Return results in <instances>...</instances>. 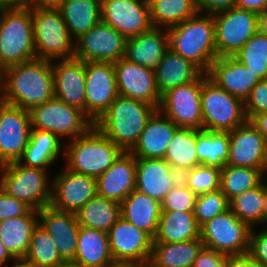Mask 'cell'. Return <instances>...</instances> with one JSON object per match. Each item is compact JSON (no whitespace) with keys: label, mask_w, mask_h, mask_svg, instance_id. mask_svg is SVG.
<instances>
[{"label":"cell","mask_w":267,"mask_h":267,"mask_svg":"<svg viewBox=\"0 0 267 267\" xmlns=\"http://www.w3.org/2000/svg\"><path fill=\"white\" fill-rule=\"evenodd\" d=\"M244 111L249 120L253 115L267 112V79L260 80L244 101Z\"/></svg>","instance_id":"7dc6e473"},{"label":"cell","mask_w":267,"mask_h":267,"mask_svg":"<svg viewBox=\"0 0 267 267\" xmlns=\"http://www.w3.org/2000/svg\"><path fill=\"white\" fill-rule=\"evenodd\" d=\"M181 181V174L164 159H136V188L162 202L166 194Z\"/></svg>","instance_id":"cb8c5ba5"},{"label":"cell","mask_w":267,"mask_h":267,"mask_svg":"<svg viewBox=\"0 0 267 267\" xmlns=\"http://www.w3.org/2000/svg\"><path fill=\"white\" fill-rule=\"evenodd\" d=\"M65 0H30L31 7L40 9H58Z\"/></svg>","instance_id":"9f6ffc18"},{"label":"cell","mask_w":267,"mask_h":267,"mask_svg":"<svg viewBox=\"0 0 267 267\" xmlns=\"http://www.w3.org/2000/svg\"><path fill=\"white\" fill-rule=\"evenodd\" d=\"M198 165L219 168L226 165L229 154V132L196 129Z\"/></svg>","instance_id":"f35d334b"},{"label":"cell","mask_w":267,"mask_h":267,"mask_svg":"<svg viewBox=\"0 0 267 267\" xmlns=\"http://www.w3.org/2000/svg\"><path fill=\"white\" fill-rule=\"evenodd\" d=\"M13 263L14 265H12L11 267H38L37 265L30 263L29 261L25 259H15ZM5 267H8V264L5 265Z\"/></svg>","instance_id":"94428289"},{"label":"cell","mask_w":267,"mask_h":267,"mask_svg":"<svg viewBox=\"0 0 267 267\" xmlns=\"http://www.w3.org/2000/svg\"><path fill=\"white\" fill-rule=\"evenodd\" d=\"M229 255L203 247L192 267H228Z\"/></svg>","instance_id":"f907efd6"},{"label":"cell","mask_w":267,"mask_h":267,"mask_svg":"<svg viewBox=\"0 0 267 267\" xmlns=\"http://www.w3.org/2000/svg\"><path fill=\"white\" fill-rule=\"evenodd\" d=\"M30 5V0H0V10L18 9Z\"/></svg>","instance_id":"6f0895ef"},{"label":"cell","mask_w":267,"mask_h":267,"mask_svg":"<svg viewBox=\"0 0 267 267\" xmlns=\"http://www.w3.org/2000/svg\"><path fill=\"white\" fill-rule=\"evenodd\" d=\"M54 75V96L86 114L85 62L72 58L51 61Z\"/></svg>","instance_id":"44dd1931"},{"label":"cell","mask_w":267,"mask_h":267,"mask_svg":"<svg viewBox=\"0 0 267 267\" xmlns=\"http://www.w3.org/2000/svg\"><path fill=\"white\" fill-rule=\"evenodd\" d=\"M0 100L29 111L54 96L51 61L33 59L0 72Z\"/></svg>","instance_id":"6da1fadb"},{"label":"cell","mask_w":267,"mask_h":267,"mask_svg":"<svg viewBox=\"0 0 267 267\" xmlns=\"http://www.w3.org/2000/svg\"><path fill=\"white\" fill-rule=\"evenodd\" d=\"M75 214L80 226L108 233L121 217V204L96 195Z\"/></svg>","instance_id":"d590c367"},{"label":"cell","mask_w":267,"mask_h":267,"mask_svg":"<svg viewBox=\"0 0 267 267\" xmlns=\"http://www.w3.org/2000/svg\"><path fill=\"white\" fill-rule=\"evenodd\" d=\"M109 248L114 262L135 263L148 266L153 238L123 217L108 232Z\"/></svg>","instance_id":"9a60e30c"},{"label":"cell","mask_w":267,"mask_h":267,"mask_svg":"<svg viewBox=\"0 0 267 267\" xmlns=\"http://www.w3.org/2000/svg\"><path fill=\"white\" fill-rule=\"evenodd\" d=\"M226 165L259 169L267 166V142L247 120L229 131V154Z\"/></svg>","instance_id":"ffe728a7"},{"label":"cell","mask_w":267,"mask_h":267,"mask_svg":"<svg viewBox=\"0 0 267 267\" xmlns=\"http://www.w3.org/2000/svg\"><path fill=\"white\" fill-rule=\"evenodd\" d=\"M202 129L229 132L247 121L244 102L202 74Z\"/></svg>","instance_id":"ba28073f"},{"label":"cell","mask_w":267,"mask_h":267,"mask_svg":"<svg viewBox=\"0 0 267 267\" xmlns=\"http://www.w3.org/2000/svg\"><path fill=\"white\" fill-rule=\"evenodd\" d=\"M207 75L218 87L243 102L261 80L234 57H217L211 64Z\"/></svg>","instance_id":"7402d4cb"},{"label":"cell","mask_w":267,"mask_h":267,"mask_svg":"<svg viewBox=\"0 0 267 267\" xmlns=\"http://www.w3.org/2000/svg\"><path fill=\"white\" fill-rule=\"evenodd\" d=\"M120 204L121 217L154 238L162 212L161 202L133 190Z\"/></svg>","instance_id":"83f0119b"},{"label":"cell","mask_w":267,"mask_h":267,"mask_svg":"<svg viewBox=\"0 0 267 267\" xmlns=\"http://www.w3.org/2000/svg\"><path fill=\"white\" fill-rule=\"evenodd\" d=\"M200 238L194 212L162 211L153 242L177 243Z\"/></svg>","instance_id":"1f68e13d"},{"label":"cell","mask_w":267,"mask_h":267,"mask_svg":"<svg viewBox=\"0 0 267 267\" xmlns=\"http://www.w3.org/2000/svg\"><path fill=\"white\" fill-rule=\"evenodd\" d=\"M157 110L156 106L146 102L118 95L94 126L125 152H129Z\"/></svg>","instance_id":"7a4b0ae2"},{"label":"cell","mask_w":267,"mask_h":267,"mask_svg":"<svg viewBox=\"0 0 267 267\" xmlns=\"http://www.w3.org/2000/svg\"><path fill=\"white\" fill-rule=\"evenodd\" d=\"M230 208L239 220L251 228L255 224L267 226V195L262 183L233 198Z\"/></svg>","instance_id":"74e56055"},{"label":"cell","mask_w":267,"mask_h":267,"mask_svg":"<svg viewBox=\"0 0 267 267\" xmlns=\"http://www.w3.org/2000/svg\"><path fill=\"white\" fill-rule=\"evenodd\" d=\"M47 170L25 167L19 162L0 166V189L33 210L50 205L52 181Z\"/></svg>","instance_id":"8992f818"},{"label":"cell","mask_w":267,"mask_h":267,"mask_svg":"<svg viewBox=\"0 0 267 267\" xmlns=\"http://www.w3.org/2000/svg\"><path fill=\"white\" fill-rule=\"evenodd\" d=\"M30 210L24 202L8 196L0 189V221L26 215Z\"/></svg>","instance_id":"681fc988"},{"label":"cell","mask_w":267,"mask_h":267,"mask_svg":"<svg viewBox=\"0 0 267 267\" xmlns=\"http://www.w3.org/2000/svg\"><path fill=\"white\" fill-rule=\"evenodd\" d=\"M228 267H262L248 253L229 255Z\"/></svg>","instance_id":"db71d44e"},{"label":"cell","mask_w":267,"mask_h":267,"mask_svg":"<svg viewBox=\"0 0 267 267\" xmlns=\"http://www.w3.org/2000/svg\"><path fill=\"white\" fill-rule=\"evenodd\" d=\"M201 96L202 75L164 93L158 110L177 127L202 130Z\"/></svg>","instance_id":"7c38bea8"},{"label":"cell","mask_w":267,"mask_h":267,"mask_svg":"<svg viewBox=\"0 0 267 267\" xmlns=\"http://www.w3.org/2000/svg\"><path fill=\"white\" fill-rule=\"evenodd\" d=\"M167 32L169 48L207 74L217 58L213 16L197 13Z\"/></svg>","instance_id":"3957f363"},{"label":"cell","mask_w":267,"mask_h":267,"mask_svg":"<svg viewBox=\"0 0 267 267\" xmlns=\"http://www.w3.org/2000/svg\"><path fill=\"white\" fill-rule=\"evenodd\" d=\"M234 7L258 13L267 10V0H235Z\"/></svg>","instance_id":"f5cc1de1"},{"label":"cell","mask_w":267,"mask_h":267,"mask_svg":"<svg viewBox=\"0 0 267 267\" xmlns=\"http://www.w3.org/2000/svg\"><path fill=\"white\" fill-rule=\"evenodd\" d=\"M204 247L200 238L186 242H153L148 267H192Z\"/></svg>","instance_id":"e575fe53"},{"label":"cell","mask_w":267,"mask_h":267,"mask_svg":"<svg viewBox=\"0 0 267 267\" xmlns=\"http://www.w3.org/2000/svg\"><path fill=\"white\" fill-rule=\"evenodd\" d=\"M262 228L260 232L252 228L248 254L262 267H267V226Z\"/></svg>","instance_id":"c3c4849f"},{"label":"cell","mask_w":267,"mask_h":267,"mask_svg":"<svg viewBox=\"0 0 267 267\" xmlns=\"http://www.w3.org/2000/svg\"><path fill=\"white\" fill-rule=\"evenodd\" d=\"M230 208V201L219 189L197 195L194 216L199 226Z\"/></svg>","instance_id":"f6af8a7d"},{"label":"cell","mask_w":267,"mask_h":267,"mask_svg":"<svg viewBox=\"0 0 267 267\" xmlns=\"http://www.w3.org/2000/svg\"><path fill=\"white\" fill-rule=\"evenodd\" d=\"M197 195L179 181L161 202L162 211L194 212Z\"/></svg>","instance_id":"bcb514c9"},{"label":"cell","mask_w":267,"mask_h":267,"mask_svg":"<svg viewBox=\"0 0 267 267\" xmlns=\"http://www.w3.org/2000/svg\"><path fill=\"white\" fill-rule=\"evenodd\" d=\"M58 10L74 40L101 21V0H65Z\"/></svg>","instance_id":"d6a6232c"},{"label":"cell","mask_w":267,"mask_h":267,"mask_svg":"<svg viewBox=\"0 0 267 267\" xmlns=\"http://www.w3.org/2000/svg\"><path fill=\"white\" fill-rule=\"evenodd\" d=\"M101 21L126 39L137 37L153 27L148 0H102Z\"/></svg>","instance_id":"2e32d148"},{"label":"cell","mask_w":267,"mask_h":267,"mask_svg":"<svg viewBox=\"0 0 267 267\" xmlns=\"http://www.w3.org/2000/svg\"><path fill=\"white\" fill-rule=\"evenodd\" d=\"M61 149L62 142L55 134L31 129L28 145L18 162L25 167L46 170L58 159Z\"/></svg>","instance_id":"836d02e7"},{"label":"cell","mask_w":267,"mask_h":267,"mask_svg":"<svg viewBox=\"0 0 267 267\" xmlns=\"http://www.w3.org/2000/svg\"><path fill=\"white\" fill-rule=\"evenodd\" d=\"M69 142L64 146L67 162L65 167L95 179L125 152L95 126Z\"/></svg>","instance_id":"277c9868"},{"label":"cell","mask_w":267,"mask_h":267,"mask_svg":"<svg viewBox=\"0 0 267 267\" xmlns=\"http://www.w3.org/2000/svg\"><path fill=\"white\" fill-rule=\"evenodd\" d=\"M148 2L153 27L168 29L198 13L196 0H148Z\"/></svg>","instance_id":"ab89813d"},{"label":"cell","mask_w":267,"mask_h":267,"mask_svg":"<svg viewBox=\"0 0 267 267\" xmlns=\"http://www.w3.org/2000/svg\"><path fill=\"white\" fill-rule=\"evenodd\" d=\"M35 55L47 61L72 59L75 43L58 9L31 7Z\"/></svg>","instance_id":"52a82bcc"},{"label":"cell","mask_w":267,"mask_h":267,"mask_svg":"<svg viewBox=\"0 0 267 267\" xmlns=\"http://www.w3.org/2000/svg\"><path fill=\"white\" fill-rule=\"evenodd\" d=\"M181 181L196 195L213 192L220 189L221 170L200 164L184 171Z\"/></svg>","instance_id":"ee69618b"},{"label":"cell","mask_w":267,"mask_h":267,"mask_svg":"<svg viewBox=\"0 0 267 267\" xmlns=\"http://www.w3.org/2000/svg\"><path fill=\"white\" fill-rule=\"evenodd\" d=\"M118 95L140 100L159 108L161 95L157 90L153 69L122 58L113 63Z\"/></svg>","instance_id":"d6986e66"},{"label":"cell","mask_w":267,"mask_h":267,"mask_svg":"<svg viewBox=\"0 0 267 267\" xmlns=\"http://www.w3.org/2000/svg\"><path fill=\"white\" fill-rule=\"evenodd\" d=\"M31 129L48 131L60 140L71 137L74 140L87 133L93 121L82 110L53 98L29 110Z\"/></svg>","instance_id":"9c48e42d"},{"label":"cell","mask_w":267,"mask_h":267,"mask_svg":"<svg viewBox=\"0 0 267 267\" xmlns=\"http://www.w3.org/2000/svg\"><path fill=\"white\" fill-rule=\"evenodd\" d=\"M164 160L180 174L197 166L196 129L178 127L168 145Z\"/></svg>","instance_id":"8d00e7d4"},{"label":"cell","mask_w":267,"mask_h":267,"mask_svg":"<svg viewBox=\"0 0 267 267\" xmlns=\"http://www.w3.org/2000/svg\"><path fill=\"white\" fill-rule=\"evenodd\" d=\"M257 32L267 35V10L257 13Z\"/></svg>","instance_id":"680465c9"},{"label":"cell","mask_w":267,"mask_h":267,"mask_svg":"<svg viewBox=\"0 0 267 267\" xmlns=\"http://www.w3.org/2000/svg\"><path fill=\"white\" fill-rule=\"evenodd\" d=\"M261 80L267 79V35L257 32L233 56Z\"/></svg>","instance_id":"7bdbcfd3"},{"label":"cell","mask_w":267,"mask_h":267,"mask_svg":"<svg viewBox=\"0 0 267 267\" xmlns=\"http://www.w3.org/2000/svg\"><path fill=\"white\" fill-rule=\"evenodd\" d=\"M57 267H85V266L82 264H79L73 260H70V261H64L63 263H61Z\"/></svg>","instance_id":"be15d7a7"},{"label":"cell","mask_w":267,"mask_h":267,"mask_svg":"<svg viewBox=\"0 0 267 267\" xmlns=\"http://www.w3.org/2000/svg\"><path fill=\"white\" fill-rule=\"evenodd\" d=\"M261 171L254 168L225 165L221 169L220 190L229 201L261 183Z\"/></svg>","instance_id":"b9f144b4"},{"label":"cell","mask_w":267,"mask_h":267,"mask_svg":"<svg viewBox=\"0 0 267 267\" xmlns=\"http://www.w3.org/2000/svg\"><path fill=\"white\" fill-rule=\"evenodd\" d=\"M252 228L239 220L231 208L200 226L204 247L226 255L248 253Z\"/></svg>","instance_id":"30bf717a"},{"label":"cell","mask_w":267,"mask_h":267,"mask_svg":"<svg viewBox=\"0 0 267 267\" xmlns=\"http://www.w3.org/2000/svg\"><path fill=\"white\" fill-rule=\"evenodd\" d=\"M152 27L137 37L126 39L125 58L135 64L155 70L169 49L167 29Z\"/></svg>","instance_id":"4316f807"},{"label":"cell","mask_w":267,"mask_h":267,"mask_svg":"<svg viewBox=\"0 0 267 267\" xmlns=\"http://www.w3.org/2000/svg\"><path fill=\"white\" fill-rule=\"evenodd\" d=\"M30 133L29 111L0 100V166L21 159Z\"/></svg>","instance_id":"5bb4252c"},{"label":"cell","mask_w":267,"mask_h":267,"mask_svg":"<svg viewBox=\"0 0 267 267\" xmlns=\"http://www.w3.org/2000/svg\"><path fill=\"white\" fill-rule=\"evenodd\" d=\"M154 72L156 87L161 96L174 87L197 80L203 74L195 64L170 48Z\"/></svg>","instance_id":"f1b7e54d"},{"label":"cell","mask_w":267,"mask_h":267,"mask_svg":"<svg viewBox=\"0 0 267 267\" xmlns=\"http://www.w3.org/2000/svg\"><path fill=\"white\" fill-rule=\"evenodd\" d=\"M106 267H144V266L135 263L114 262Z\"/></svg>","instance_id":"6125c7cd"},{"label":"cell","mask_w":267,"mask_h":267,"mask_svg":"<svg viewBox=\"0 0 267 267\" xmlns=\"http://www.w3.org/2000/svg\"><path fill=\"white\" fill-rule=\"evenodd\" d=\"M267 173V166L262 170V173H261V183H262V185H263V187H264V189H265V192H266V195H267V181H265V176H267V175H265L266 173Z\"/></svg>","instance_id":"e7e4bbea"},{"label":"cell","mask_w":267,"mask_h":267,"mask_svg":"<svg viewBox=\"0 0 267 267\" xmlns=\"http://www.w3.org/2000/svg\"><path fill=\"white\" fill-rule=\"evenodd\" d=\"M38 219V211L31 209L26 215L0 221V241L14 259L26 256Z\"/></svg>","instance_id":"f546056e"},{"label":"cell","mask_w":267,"mask_h":267,"mask_svg":"<svg viewBox=\"0 0 267 267\" xmlns=\"http://www.w3.org/2000/svg\"><path fill=\"white\" fill-rule=\"evenodd\" d=\"M39 225L54 239L61 257L74 260L80 225L75 213L60 211L51 205L38 211Z\"/></svg>","instance_id":"603a6c76"},{"label":"cell","mask_w":267,"mask_h":267,"mask_svg":"<svg viewBox=\"0 0 267 267\" xmlns=\"http://www.w3.org/2000/svg\"><path fill=\"white\" fill-rule=\"evenodd\" d=\"M249 121L267 142V112L253 115Z\"/></svg>","instance_id":"11a10c76"},{"label":"cell","mask_w":267,"mask_h":267,"mask_svg":"<svg viewBox=\"0 0 267 267\" xmlns=\"http://www.w3.org/2000/svg\"><path fill=\"white\" fill-rule=\"evenodd\" d=\"M50 205L60 211L76 213L97 195V180L66 167L52 176Z\"/></svg>","instance_id":"ac0fdd59"},{"label":"cell","mask_w":267,"mask_h":267,"mask_svg":"<svg viewBox=\"0 0 267 267\" xmlns=\"http://www.w3.org/2000/svg\"><path fill=\"white\" fill-rule=\"evenodd\" d=\"M217 57H233L257 33V13L231 7L213 14Z\"/></svg>","instance_id":"8fae6325"},{"label":"cell","mask_w":267,"mask_h":267,"mask_svg":"<svg viewBox=\"0 0 267 267\" xmlns=\"http://www.w3.org/2000/svg\"><path fill=\"white\" fill-rule=\"evenodd\" d=\"M24 259L38 267H57L65 261L52 236L39 224L33 231Z\"/></svg>","instance_id":"60d3db41"},{"label":"cell","mask_w":267,"mask_h":267,"mask_svg":"<svg viewBox=\"0 0 267 267\" xmlns=\"http://www.w3.org/2000/svg\"><path fill=\"white\" fill-rule=\"evenodd\" d=\"M9 260L13 262L15 259L10 255L8 250L5 248L3 243L0 241V267H4L2 265L6 264V262Z\"/></svg>","instance_id":"91938a15"},{"label":"cell","mask_w":267,"mask_h":267,"mask_svg":"<svg viewBox=\"0 0 267 267\" xmlns=\"http://www.w3.org/2000/svg\"><path fill=\"white\" fill-rule=\"evenodd\" d=\"M75 59L84 62H117L125 58L126 38L100 21L75 41Z\"/></svg>","instance_id":"4fadbf2b"},{"label":"cell","mask_w":267,"mask_h":267,"mask_svg":"<svg viewBox=\"0 0 267 267\" xmlns=\"http://www.w3.org/2000/svg\"><path fill=\"white\" fill-rule=\"evenodd\" d=\"M86 115L95 123L118 96L111 62H85Z\"/></svg>","instance_id":"e0dca14e"},{"label":"cell","mask_w":267,"mask_h":267,"mask_svg":"<svg viewBox=\"0 0 267 267\" xmlns=\"http://www.w3.org/2000/svg\"><path fill=\"white\" fill-rule=\"evenodd\" d=\"M31 6L0 10V72L36 59Z\"/></svg>","instance_id":"5b68a950"},{"label":"cell","mask_w":267,"mask_h":267,"mask_svg":"<svg viewBox=\"0 0 267 267\" xmlns=\"http://www.w3.org/2000/svg\"><path fill=\"white\" fill-rule=\"evenodd\" d=\"M178 127L157 110L148 120L138 142L129 151L136 159H164Z\"/></svg>","instance_id":"484cf974"},{"label":"cell","mask_w":267,"mask_h":267,"mask_svg":"<svg viewBox=\"0 0 267 267\" xmlns=\"http://www.w3.org/2000/svg\"><path fill=\"white\" fill-rule=\"evenodd\" d=\"M96 180L98 196L121 203L136 188V158L124 152Z\"/></svg>","instance_id":"d4e9b609"},{"label":"cell","mask_w":267,"mask_h":267,"mask_svg":"<svg viewBox=\"0 0 267 267\" xmlns=\"http://www.w3.org/2000/svg\"><path fill=\"white\" fill-rule=\"evenodd\" d=\"M235 0H196L198 13L213 15L234 7Z\"/></svg>","instance_id":"816d5d0a"},{"label":"cell","mask_w":267,"mask_h":267,"mask_svg":"<svg viewBox=\"0 0 267 267\" xmlns=\"http://www.w3.org/2000/svg\"><path fill=\"white\" fill-rule=\"evenodd\" d=\"M73 261L85 267H106L114 263L108 233L80 226Z\"/></svg>","instance_id":"4dcf8cb0"}]
</instances>
